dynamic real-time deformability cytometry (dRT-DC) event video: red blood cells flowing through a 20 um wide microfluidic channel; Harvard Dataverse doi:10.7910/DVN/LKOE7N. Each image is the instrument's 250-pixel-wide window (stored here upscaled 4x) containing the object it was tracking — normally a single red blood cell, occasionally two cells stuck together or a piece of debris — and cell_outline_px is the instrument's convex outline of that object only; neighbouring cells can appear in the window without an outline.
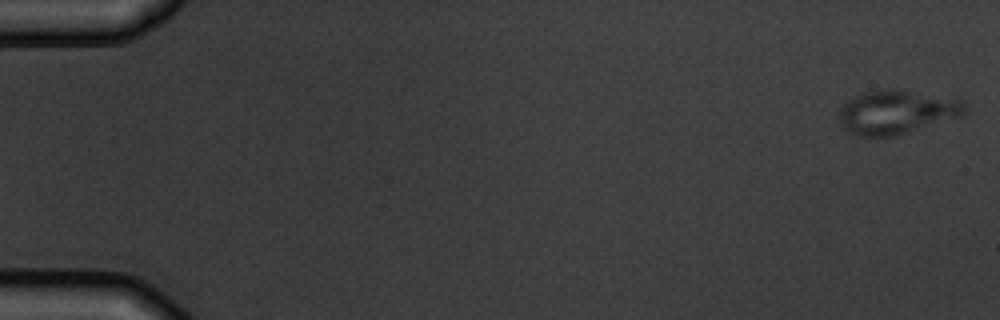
{"species": "common noctule bat (a hibernating species)", "species_latin": "Nyctalus noctula", "temperature_condition": "warm", "stored_images_in_passage": 9, "camera_frame_rate_fps": 3000, "um_per_image_px": 0.085, "animal": {"sex": "male", "body_mass_g": 19.5, "forearm_length_mm": 54.6}, "frame": {"image": 1, "passage_image": 1, "time_ms": 0.0, "image_size_px": [1000, 320], "cell_outline_px": [[964, 116], [896, 136], [856, 136], [848, 132], [840, 124], [840, 108], [848, 100], [864, 92], [892, 88], [896, 88], [960, 100], [964, 104]], "centroid_in_image_um": [76.2, 9.54], "position_along_channel_um": 8.8, "area_um2": 32.08}}